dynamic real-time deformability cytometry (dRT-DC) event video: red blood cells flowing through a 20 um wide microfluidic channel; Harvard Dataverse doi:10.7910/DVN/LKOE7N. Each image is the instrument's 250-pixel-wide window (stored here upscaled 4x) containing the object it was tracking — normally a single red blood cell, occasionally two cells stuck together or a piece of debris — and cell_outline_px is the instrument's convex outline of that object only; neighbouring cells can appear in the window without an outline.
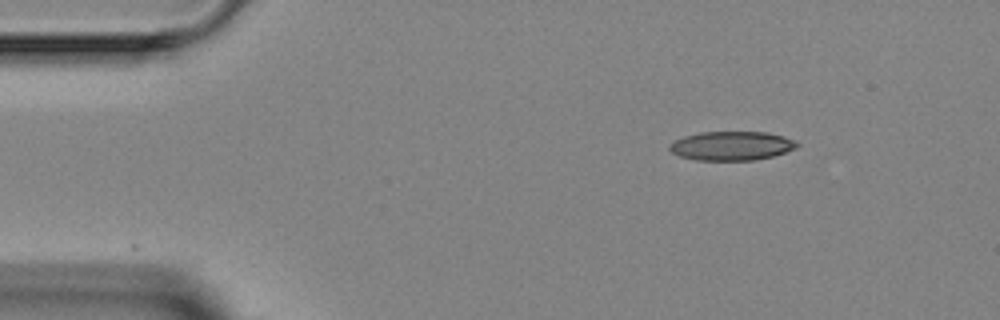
{"species": "Egyptian fruit bat (a non-hibernating species)", "species_latin": "Rousettus aegyptiacus", "temperature_condition": "room temperature", "stored_images_in_passage": 3, "camera_frame_rate_fps": 3000, "um_per_image_px": 0.085, "animal": {"sex": "female"}, "frame": {"image": 1, "passage_image": 1, "time_ms": 0.0, "image_size_px": [1000, 320], "cell_outline_px": [[800, 144], [796, 148], [772, 156], [756, 160], [696, 160], [680, 156], [672, 152], [668, 148], [676, 140], [684, 136], [700, 132], [768, 132], [784, 136], [796, 140]], "centroid_in_image_um": [62.23, 12.39], "position_along_channel_um": 22.8, "area_um2": 21.5}}
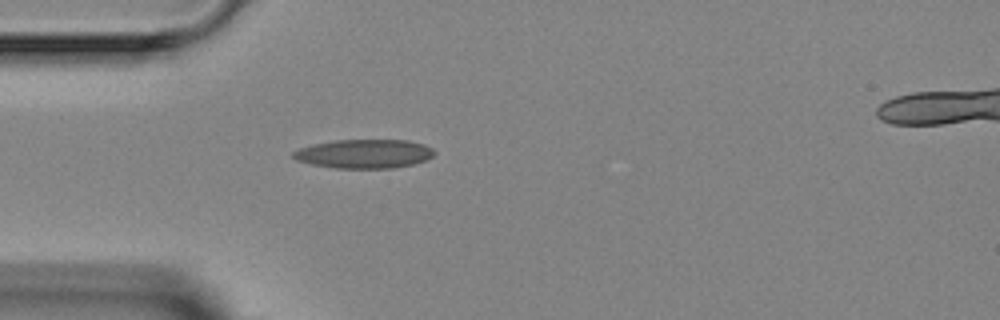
{"frame": {"image": 2, "passage_image": 3, "time_ms": 2.333, "image_size_px": [1000, 320], "cell_outline_px": [[436, 152], [432, 156], [424, 160], [412, 164], [392, 168], [336, 168], [312, 164], [296, 160], [292, 156], [292, 152], [300, 148], [316, 144], [336, 140], [408, 140], [424, 144], [432, 148]], "centroid_in_image_um": [30.97, 13.07], "position_along_channel_um": 54.0, "area_um2": 23.58}}